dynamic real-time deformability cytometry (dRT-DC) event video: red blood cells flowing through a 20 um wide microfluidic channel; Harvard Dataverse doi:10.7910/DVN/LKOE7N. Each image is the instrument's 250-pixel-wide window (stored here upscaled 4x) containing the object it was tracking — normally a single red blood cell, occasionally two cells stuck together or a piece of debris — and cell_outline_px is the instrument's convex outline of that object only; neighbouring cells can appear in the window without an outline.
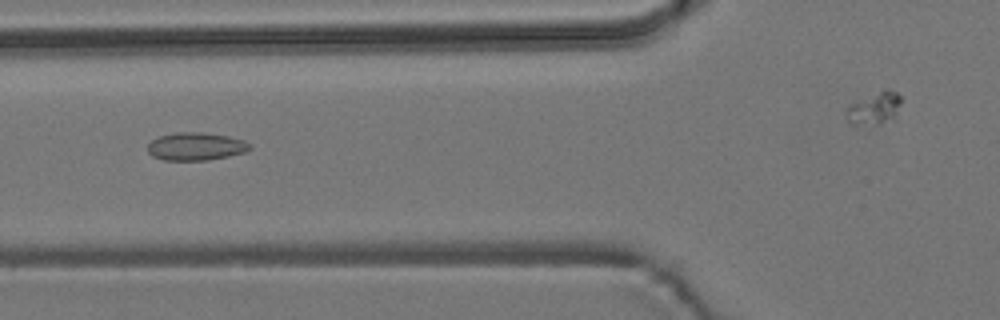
{"species": "common noctule bat (a hibernating species)", "species_latin": "Nyctalus noctula", "temperature_condition": "room temperature", "stored_images_in_passage": 8, "segment_of_instrument_passage": [1, 2], "camera_frame_rate_fps": 3000, "um_per_image_px": 0.085, "animal": {"sex": "male", "body_mass_g": 19.2, "forearm_length_mm": 51.8}, "frame": {"image": 1, "passage_image": 3, "time_ms": 3.0, "image_size_px": [1000, 320], "cell_outline_px": [[252, 148], [244, 152], [228, 156], [208, 160], [164, 160], [152, 156], [148, 152], [148, 144], [152, 140], [160, 136], [176, 132], [204, 132], [228, 136], [244, 140], [252, 144]], "centroid_in_image_um": [16.66, 12.44], "position_along_channel_um": 109.1, "area_um2": 16.65}}
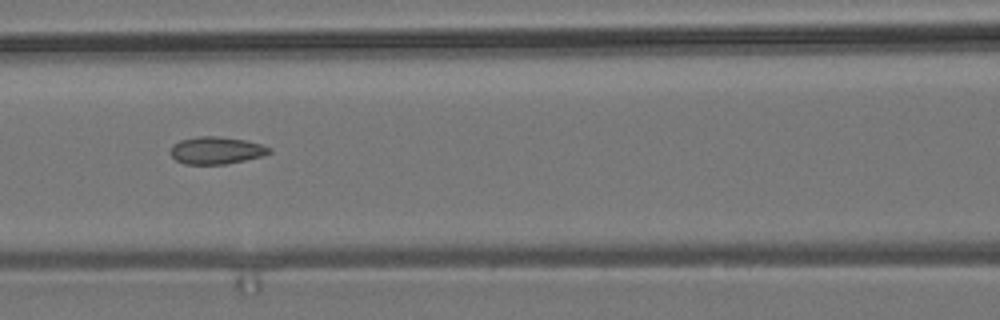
{"frame": {"image": 2, "passage_image": 4, "time_ms": 4.0, "image_size_px": [1000, 320], "cell_outline_px": [[272, 152], [264, 156], [224, 164], [184, 164], [176, 160], [168, 152], [172, 144], [180, 140], [200, 136], [216, 136], [244, 140], [260, 144], [272, 148]], "centroid_in_image_um": [18.36, 12.78], "position_along_channel_um": 148.2, "area_um2": 15.78}}
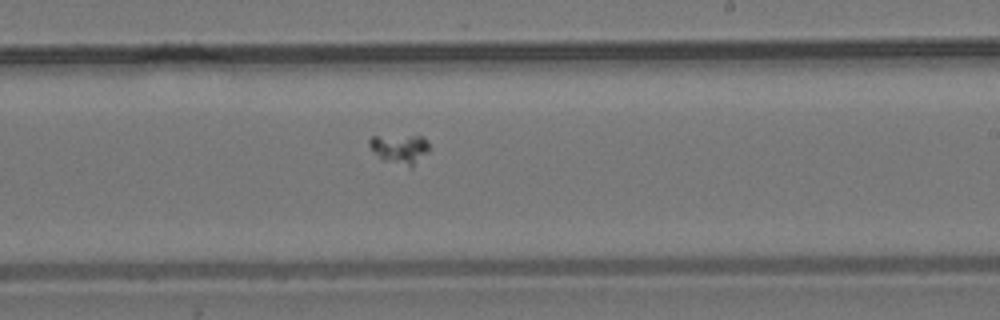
{"frame": {"image": 3, "passage_image": 7, "time_ms": 8.667, "image_size_px": [1000, 320], "cell_outline_px": [[432, 148], [412, 168], [380, 160], [368, 144], [368, 140], [372, 136], [420, 136], [428, 140]], "centroid_in_image_um": [34.01, 12.67], "position_along_channel_um": 255.0, "area_um2": 10.64}}